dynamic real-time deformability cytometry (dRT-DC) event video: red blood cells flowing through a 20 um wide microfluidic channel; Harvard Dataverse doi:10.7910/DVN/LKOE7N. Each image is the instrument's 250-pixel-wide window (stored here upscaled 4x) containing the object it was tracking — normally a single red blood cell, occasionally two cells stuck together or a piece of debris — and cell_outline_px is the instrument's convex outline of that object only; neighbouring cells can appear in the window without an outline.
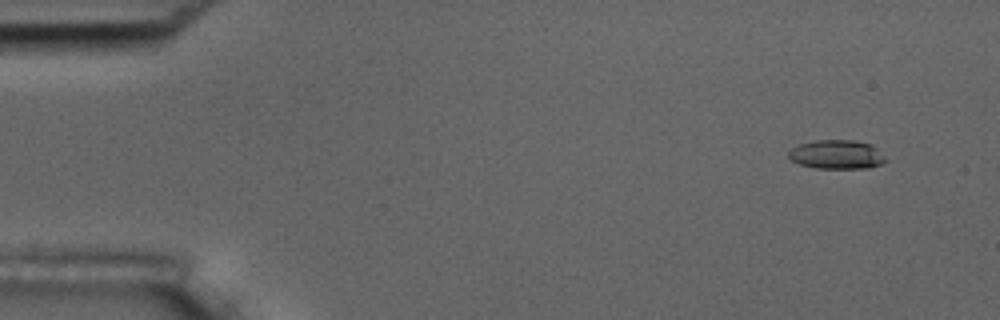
{"species": "common noctule bat (a hibernating species)", "species_latin": "Nyctalus noctula", "temperature_condition": "room temperature", "stored_images_in_passage": 10, "camera_frame_rate_fps": 3000, "um_per_image_px": 0.085, "animal": {"sex": "male", "body_mass_g": 17.5, "forearm_length_mm": 52.3}, "frame": {"image": 1, "passage_image": 1, "time_ms": 0.0, "image_size_px": [1000, 320], "cell_outline_px": [[888, 160], [880, 164], [868, 168], [816, 168], [800, 164], [792, 160], [788, 156], [788, 152], [792, 148], [800, 144], [816, 140], [856, 140], [872, 144]], "centroid_in_image_um": [71.14, 13.13], "position_along_channel_um": 13.9, "area_um2": 16.36}}
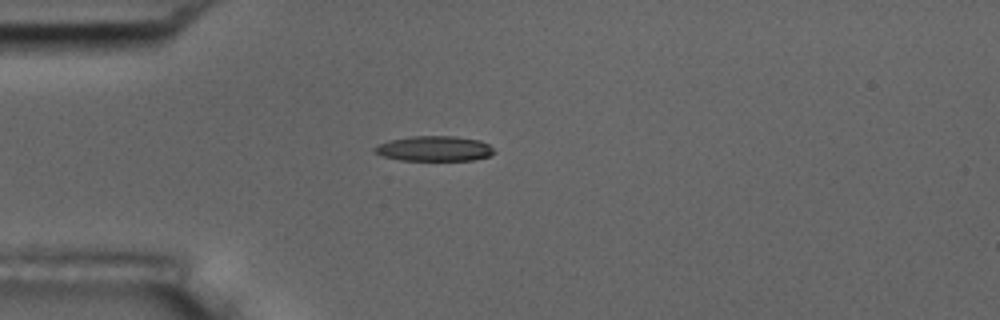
{"frame": {"image": 2, "passage_image": 4, "time_ms": 3.667, "image_size_px": [1000, 320], "cell_outline_px": [[496, 152], [488, 156], [472, 160], [400, 160], [384, 156], [372, 152], [372, 148], [380, 144], [392, 140], [412, 136], [452, 136], [480, 140], [488, 144]], "centroid_in_image_um": [36.91, 12.63], "position_along_channel_um": 48.1, "area_um2": 17.34}}
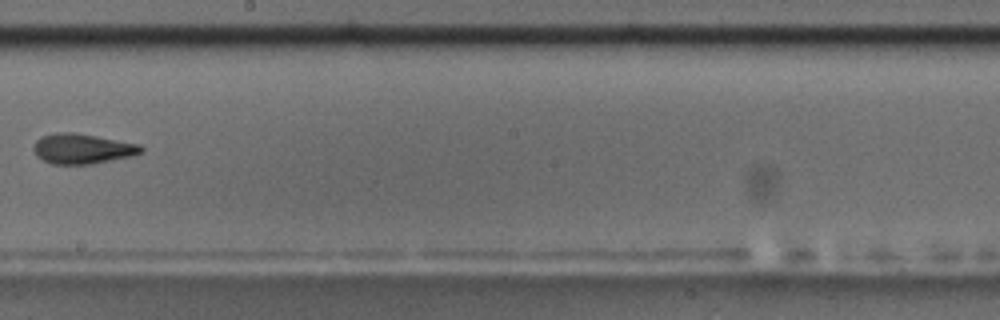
{"frame": {"image": 3, "passage_image": 9, "time_ms": 9.333, "image_size_px": [1000, 320], "cell_outline_px": [[144, 152], [132, 156], [92, 164], [52, 164], [36, 156], [32, 148], [36, 140], [44, 136], [56, 132], [72, 132], [96, 136], [140, 144], [144, 148]], "centroid_in_image_um": [7.01, 12.64], "position_along_channel_um": 241.2, "area_um2": 18.9}}